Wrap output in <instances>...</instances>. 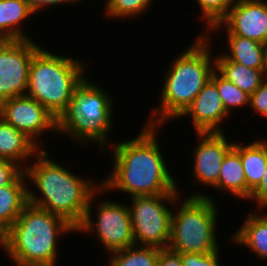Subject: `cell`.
Returning <instances> with one entry per match:
<instances>
[{"instance_id":"obj_31","label":"cell","mask_w":267,"mask_h":266,"mask_svg":"<svg viewBox=\"0 0 267 266\" xmlns=\"http://www.w3.org/2000/svg\"><path fill=\"white\" fill-rule=\"evenodd\" d=\"M157 266H182L180 253L169 248H159Z\"/></svg>"},{"instance_id":"obj_4","label":"cell","mask_w":267,"mask_h":266,"mask_svg":"<svg viewBox=\"0 0 267 266\" xmlns=\"http://www.w3.org/2000/svg\"><path fill=\"white\" fill-rule=\"evenodd\" d=\"M76 232L63 217L27 204L0 237V248L16 266H56L57 237Z\"/></svg>"},{"instance_id":"obj_23","label":"cell","mask_w":267,"mask_h":266,"mask_svg":"<svg viewBox=\"0 0 267 266\" xmlns=\"http://www.w3.org/2000/svg\"><path fill=\"white\" fill-rule=\"evenodd\" d=\"M159 248L134 245L114 251L109 256V266H157Z\"/></svg>"},{"instance_id":"obj_3","label":"cell","mask_w":267,"mask_h":266,"mask_svg":"<svg viewBox=\"0 0 267 266\" xmlns=\"http://www.w3.org/2000/svg\"><path fill=\"white\" fill-rule=\"evenodd\" d=\"M205 34L207 36L200 34L187 50L174 59L166 71L161 104L151 110L149 121L145 124L159 128L169 120L180 118L210 79L215 70V54L213 56L210 52V34Z\"/></svg>"},{"instance_id":"obj_10","label":"cell","mask_w":267,"mask_h":266,"mask_svg":"<svg viewBox=\"0 0 267 266\" xmlns=\"http://www.w3.org/2000/svg\"><path fill=\"white\" fill-rule=\"evenodd\" d=\"M40 47L32 38L0 40V103L27 95L29 66Z\"/></svg>"},{"instance_id":"obj_8","label":"cell","mask_w":267,"mask_h":266,"mask_svg":"<svg viewBox=\"0 0 267 266\" xmlns=\"http://www.w3.org/2000/svg\"><path fill=\"white\" fill-rule=\"evenodd\" d=\"M179 196V194H157L131 198L132 205H128V208L135 245L168 248L173 211L165 203L173 206L180 200Z\"/></svg>"},{"instance_id":"obj_29","label":"cell","mask_w":267,"mask_h":266,"mask_svg":"<svg viewBox=\"0 0 267 266\" xmlns=\"http://www.w3.org/2000/svg\"><path fill=\"white\" fill-rule=\"evenodd\" d=\"M23 171L16 163L0 159V187L11 184Z\"/></svg>"},{"instance_id":"obj_27","label":"cell","mask_w":267,"mask_h":266,"mask_svg":"<svg viewBox=\"0 0 267 266\" xmlns=\"http://www.w3.org/2000/svg\"><path fill=\"white\" fill-rule=\"evenodd\" d=\"M219 250L208 253H180L182 266H221L219 261Z\"/></svg>"},{"instance_id":"obj_22","label":"cell","mask_w":267,"mask_h":266,"mask_svg":"<svg viewBox=\"0 0 267 266\" xmlns=\"http://www.w3.org/2000/svg\"><path fill=\"white\" fill-rule=\"evenodd\" d=\"M229 52L224 55L231 61L252 69H265L264 45L246 37L227 35Z\"/></svg>"},{"instance_id":"obj_18","label":"cell","mask_w":267,"mask_h":266,"mask_svg":"<svg viewBox=\"0 0 267 266\" xmlns=\"http://www.w3.org/2000/svg\"><path fill=\"white\" fill-rule=\"evenodd\" d=\"M261 214L257 210L250 211L241 228L231 238L233 243L248 247L264 261L267 259V212Z\"/></svg>"},{"instance_id":"obj_11","label":"cell","mask_w":267,"mask_h":266,"mask_svg":"<svg viewBox=\"0 0 267 266\" xmlns=\"http://www.w3.org/2000/svg\"><path fill=\"white\" fill-rule=\"evenodd\" d=\"M0 116L17 130L25 134L40 149L37 139L44 132L52 130L57 133V119L37 100L27 95L3 100L0 103Z\"/></svg>"},{"instance_id":"obj_26","label":"cell","mask_w":267,"mask_h":266,"mask_svg":"<svg viewBox=\"0 0 267 266\" xmlns=\"http://www.w3.org/2000/svg\"><path fill=\"white\" fill-rule=\"evenodd\" d=\"M236 0H197L202 11V18L207 23V32L219 23L228 13Z\"/></svg>"},{"instance_id":"obj_13","label":"cell","mask_w":267,"mask_h":266,"mask_svg":"<svg viewBox=\"0 0 267 266\" xmlns=\"http://www.w3.org/2000/svg\"><path fill=\"white\" fill-rule=\"evenodd\" d=\"M199 143L193 150L192 168L194 181L203 186L214 187L218 183L225 155L233 148L234 142L227 140L224 132L196 133Z\"/></svg>"},{"instance_id":"obj_28","label":"cell","mask_w":267,"mask_h":266,"mask_svg":"<svg viewBox=\"0 0 267 266\" xmlns=\"http://www.w3.org/2000/svg\"><path fill=\"white\" fill-rule=\"evenodd\" d=\"M249 107L256 113L267 117V77L251 95L249 100Z\"/></svg>"},{"instance_id":"obj_15","label":"cell","mask_w":267,"mask_h":266,"mask_svg":"<svg viewBox=\"0 0 267 266\" xmlns=\"http://www.w3.org/2000/svg\"><path fill=\"white\" fill-rule=\"evenodd\" d=\"M40 150L25 134L0 116V159L12 161L25 170V162L35 157Z\"/></svg>"},{"instance_id":"obj_9","label":"cell","mask_w":267,"mask_h":266,"mask_svg":"<svg viewBox=\"0 0 267 266\" xmlns=\"http://www.w3.org/2000/svg\"><path fill=\"white\" fill-rule=\"evenodd\" d=\"M106 192L101 186L90 198L85 217L76 232H95L98 241L109 254L135 245L128 205L116 201H102L97 207V220L92 218L93 200L98 193ZM95 225V228H94Z\"/></svg>"},{"instance_id":"obj_32","label":"cell","mask_w":267,"mask_h":266,"mask_svg":"<svg viewBox=\"0 0 267 266\" xmlns=\"http://www.w3.org/2000/svg\"><path fill=\"white\" fill-rule=\"evenodd\" d=\"M29 8L34 12L40 11V9H44L47 6L58 5V4H76L82 0H25ZM79 1V2H78Z\"/></svg>"},{"instance_id":"obj_30","label":"cell","mask_w":267,"mask_h":266,"mask_svg":"<svg viewBox=\"0 0 267 266\" xmlns=\"http://www.w3.org/2000/svg\"><path fill=\"white\" fill-rule=\"evenodd\" d=\"M260 184L251 192L250 200L255 201L258 205L259 212L267 208V166Z\"/></svg>"},{"instance_id":"obj_24","label":"cell","mask_w":267,"mask_h":266,"mask_svg":"<svg viewBox=\"0 0 267 266\" xmlns=\"http://www.w3.org/2000/svg\"><path fill=\"white\" fill-rule=\"evenodd\" d=\"M210 80L217 86L220 98L229 114L233 108L245 107V105L249 106L250 95L242 91L232 82L226 80L216 70L212 72Z\"/></svg>"},{"instance_id":"obj_5","label":"cell","mask_w":267,"mask_h":266,"mask_svg":"<svg viewBox=\"0 0 267 266\" xmlns=\"http://www.w3.org/2000/svg\"><path fill=\"white\" fill-rule=\"evenodd\" d=\"M81 61L56 55L41 46L29 66L27 96L58 119L72 100L74 89L85 78L86 63Z\"/></svg>"},{"instance_id":"obj_19","label":"cell","mask_w":267,"mask_h":266,"mask_svg":"<svg viewBox=\"0 0 267 266\" xmlns=\"http://www.w3.org/2000/svg\"><path fill=\"white\" fill-rule=\"evenodd\" d=\"M215 70L245 93L251 95L267 77L265 69H252L229 60L223 53L215 56Z\"/></svg>"},{"instance_id":"obj_7","label":"cell","mask_w":267,"mask_h":266,"mask_svg":"<svg viewBox=\"0 0 267 266\" xmlns=\"http://www.w3.org/2000/svg\"><path fill=\"white\" fill-rule=\"evenodd\" d=\"M210 196L196 192L172 212L168 248L178 253L208 254L218 251L217 204Z\"/></svg>"},{"instance_id":"obj_1","label":"cell","mask_w":267,"mask_h":266,"mask_svg":"<svg viewBox=\"0 0 267 266\" xmlns=\"http://www.w3.org/2000/svg\"><path fill=\"white\" fill-rule=\"evenodd\" d=\"M142 129L135 138L111 145L114 166L110 175L101 182L102 187L129 193L131 197L179 194L177 182L161 154L157 126L146 124Z\"/></svg>"},{"instance_id":"obj_12","label":"cell","mask_w":267,"mask_h":266,"mask_svg":"<svg viewBox=\"0 0 267 266\" xmlns=\"http://www.w3.org/2000/svg\"><path fill=\"white\" fill-rule=\"evenodd\" d=\"M224 27L227 35L242 36L263 44L267 40L266 0H236L227 15L209 31H220L219 28Z\"/></svg>"},{"instance_id":"obj_16","label":"cell","mask_w":267,"mask_h":266,"mask_svg":"<svg viewBox=\"0 0 267 266\" xmlns=\"http://www.w3.org/2000/svg\"><path fill=\"white\" fill-rule=\"evenodd\" d=\"M26 179V180H25ZM25 171L11 184L0 187V237L18 219L28 204V187Z\"/></svg>"},{"instance_id":"obj_6","label":"cell","mask_w":267,"mask_h":266,"mask_svg":"<svg viewBox=\"0 0 267 266\" xmlns=\"http://www.w3.org/2000/svg\"><path fill=\"white\" fill-rule=\"evenodd\" d=\"M102 87L86 78L74 89L72 100L57 119V133L73 141L94 142L101 150L108 147V133L113 126L114 101ZM108 135V136H107Z\"/></svg>"},{"instance_id":"obj_17","label":"cell","mask_w":267,"mask_h":266,"mask_svg":"<svg viewBox=\"0 0 267 266\" xmlns=\"http://www.w3.org/2000/svg\"><path fill=\"white\" fill-rule=\"evenodd\" d=\"M240 154L241 163L247 181V200L251 192L260 184L267 166V140H256L247 145L233 144Z\"/></svg>"},{"instance_id":"obj_2","label":"cell","mask_w":267,"mask_h":266,"mask_svg":"<svg viewBox=\"0 0 267 266\" xmlns=\"http://www.w3.org/2000/svg\"><path fill=\"white\" fill-rule=\"evenodd\" d=\"M34 161L24 170L27 179L38 189L33 192L28 188V203L63 217L77 228L85 217L90 198L101 183L94 184L91 179L74 175L67 167L49 158L43 149Z\"/></svg>"},{"instance_id":"obj_25","label":"cell","mask_w":267,"mask_h":266,"mask_svg":"<svg viewBox=\"0 0 267 266\" xmlns=\"http://www.w3.org/2000/svg\"><path fill=\"white\" fill-rule=\"evenodd\" d=\"M154 0H105L104 12L109 18H136L152 5ZM148 8V9H147Z\"/></svg>"},{"instance_id":"obj_21","label":"cell","mask_w":267,"mask_h":266,"mask_svg":"<svg viewBox=\"0 0 267 266\" xmlns=\"http://www.w3.org/2000/svg\"><path fill=\"white\" fill-rule=\"evenodd\" d=\"M214 188L228 192L239 199H247V181L240 154L232 148L223 160L218 183Z\"/></svg>"},{"instance_id":"obj_20","label":"cell","mask_w":267,"mask_h":266,"mask_svg":"<svg viewBox=\"0 0 267 266\" xmlns=\"http://www.w3.org/2000/svg\"><path fill=\"white\" fill-rule=\"evenodd\" d=\"M32 15L25 0H0V40L29 39L21 24Z\"/></svg>"},{"instance_id":"obj_14","label":"cell","mask_w":267,"mask_h":266,"mask_svg":"<svg viewBox=\"0 0 267 266\" xmlns=\"http://www.w3.org/2000/svg\"><path fill=\"white\" fill-rule=\"evenodd\" d=\"M189 115L196 133H204L224 132L219 124L232 114L226 111L217 86L209 79L180 117Z\"/></svg>"},{"instance_id":"obj_33","label":"cell","mask_w":267,"mask_h":266,"mask_svg":"<svg viewBox=\"0 0 267 266\" xmlns=\"http://www.w3.org/2000/svg\"><path fill=\"white\" fill-rule=\"evenodd\" d=\"M263 45H264L265 73L267 75V40L263 43Z\"/></svg>"}]
</instances>
